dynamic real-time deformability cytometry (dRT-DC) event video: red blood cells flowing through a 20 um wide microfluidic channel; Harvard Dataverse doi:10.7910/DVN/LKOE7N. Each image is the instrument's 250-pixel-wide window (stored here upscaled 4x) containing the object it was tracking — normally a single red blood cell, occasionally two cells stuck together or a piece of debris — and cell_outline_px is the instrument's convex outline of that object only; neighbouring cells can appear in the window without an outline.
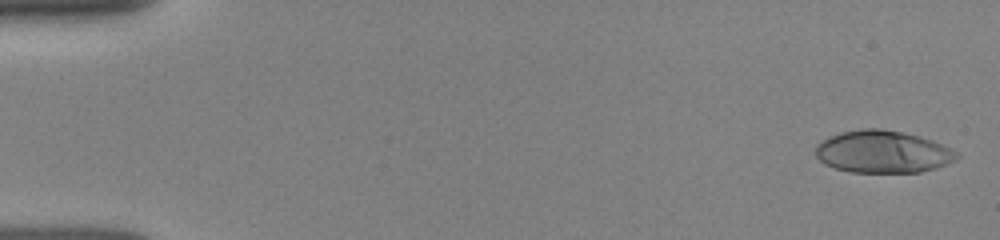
{"species": "human", "species_latin": "Homo sapiens", "temperature_condition": "room temperature", "stored_images_in_passage": 16, "camera_frame_rate_fps": 3000, "um_per_image_px": 0.085, "donor": {"sex": "female"}, "frame": {"image": 1, "passage_image": 1, "time_ms": 0.0, "image_size_px": [1000, 240], "cell_outline_px": [[960, 156], [956, 160], [936, 168], [920, 172], [848, 172], [824, 164], [816, 156], [816, 144], [828, 136], [840, 132], [860, 128], [880, 128], [904, 132], [920, 136], [932, 140], [956, 152]], "centroid_in_image_um": [75.0, 12.89], "position_along_channel_um": 10.0, "area_um2": 34.97}}
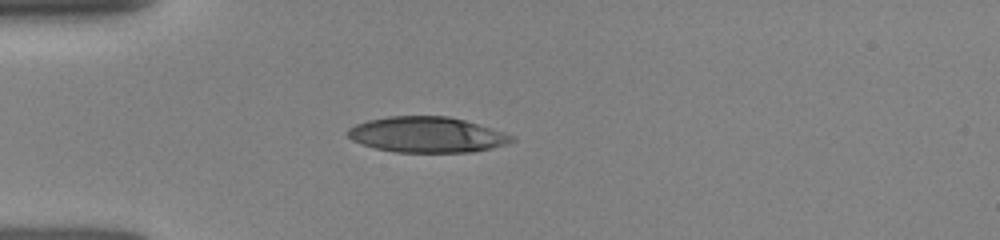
{"frame": {"image": 2, "passage_image": 12, "time_ms": 4.0, "image_size_px": [1000, 240], "cell_outline_px": [[516, 140], [508, 144], [492, 148], [472, 152], [396, 152], [376, 148], [352, 140], [348, 136], [348, 128], [356, 124], [368, 120], [388, 116], [448, 116], [464, 120], [504, 132], [516, 136]], "centroid_in_image_um": [36.33, 11.45], "position_along_channel_um": 48.7, "area_um2": 33.99}}
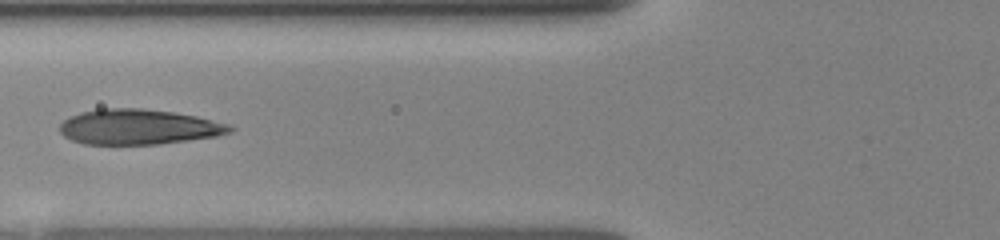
{"frame": {"image": 3, "passage_image": 16, "time_ms": 6.0, "image_size_px": [1000, 240], "cell_outline_px": [[236, 128], [232, 132], [216, 136], [160, 144], [84, 144], [72, 140], [64, 136], [60, 132], [60, 124], [68, 116], [80, 112], [96, 108], [144, 108], [172, 112], [196, 116], [232, 124]], "centroid_in_image_um": [11.79, 10.78], "position_along_channel_um": 114.0, "area_um2": 35.26}}